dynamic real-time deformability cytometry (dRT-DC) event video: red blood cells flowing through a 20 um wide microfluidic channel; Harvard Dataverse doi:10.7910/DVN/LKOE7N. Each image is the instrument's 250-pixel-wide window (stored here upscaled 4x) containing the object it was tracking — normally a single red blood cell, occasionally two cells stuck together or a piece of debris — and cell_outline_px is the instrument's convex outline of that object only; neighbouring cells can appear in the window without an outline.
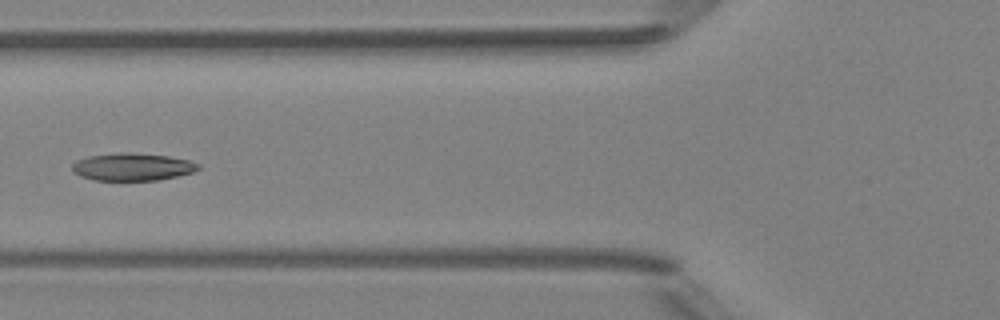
{"species": "Egyptian fruit bat (a non-hibernating species)", "species_latin": "Rousettus aegyptiacus", "temperature_condition": "room temperature", "stored_images_in_passage": 6, "camera_frame_rate_fps": 3000, "um_per_image_px": 0.085, "animal": {"sex": "female"}, "frame": {"image": 1, "passage_image": 5, "time_ms": 5.667, "image_size_px": [1000, 320], "cell_outline_px": [[200, 168], [192, 172], [176, 176], [156, 180], [92, 180], [80, 176], [72, 172], [72, 164], [76, 160], [88, 156], [120, 152], [128, 152], [168, 156], [188, 160], [200, 164]], "centroid_in_image_um": [11.21, 14.18], "position_along_channel_um": 114.6, "area_um2": 20.23}}
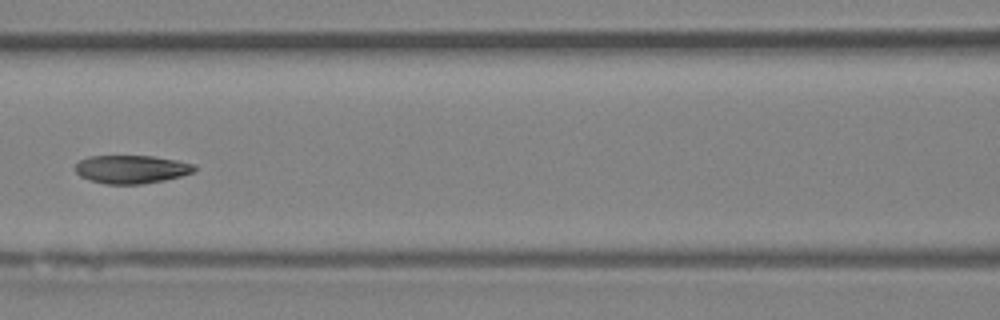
{"frame": {"image": 2, "passage_image": 6, "time_ms": 6.667, "image_size_px": [1000, 320], "cell_outline_px": [[196, 168], [192, 172], [180, 176], [164, 180], [140, 184], [104, 184], [88, 180], [80, 176], [76, 172], [76, 164], [80, 160], [88, 156], [152, 156], [176, 160], [196, 164]], "centroid_in_image_um": [11.15, 14.39], "position_along_channel_um": 155.4, "area_um2": 19.59}}